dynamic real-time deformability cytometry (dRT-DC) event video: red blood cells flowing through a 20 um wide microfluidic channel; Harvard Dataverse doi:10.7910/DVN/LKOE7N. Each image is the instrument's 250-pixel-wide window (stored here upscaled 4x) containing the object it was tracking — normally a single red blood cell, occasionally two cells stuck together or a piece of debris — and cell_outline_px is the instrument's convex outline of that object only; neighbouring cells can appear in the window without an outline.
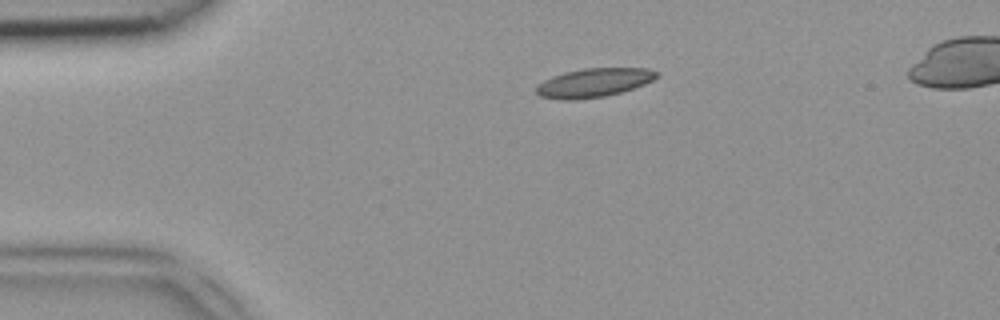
{"species": "common noctule bat (a hibernating species)", "species_latin": "Nyctalus noctula", "temperature_condition": "room temperature", "stored_images_in_passage": 40, "camera_frame_rate_fps": 3000, "um_per_image_px": 0.085, "animal": {"sex": "female", "body_mass_g": 18.4}, "frame": {"image": 1, "passage_image": 2, "time_ms": 0.333, "image_size_px": [1000, 320], "cell_outline_px": [[656, 76], [652, 80], [644, 84], [620, 92], [604, 96], [576, 100], [560, 100], [540, 96], [536, 92], [536, 84], [552, 76], [564, 72], [584, 68], [648, 68], [656, 72]], "centroid_in_image_um": [50.4, 7.03], "position_along_channel_um": 34.6, "area_um2": 20.11}}
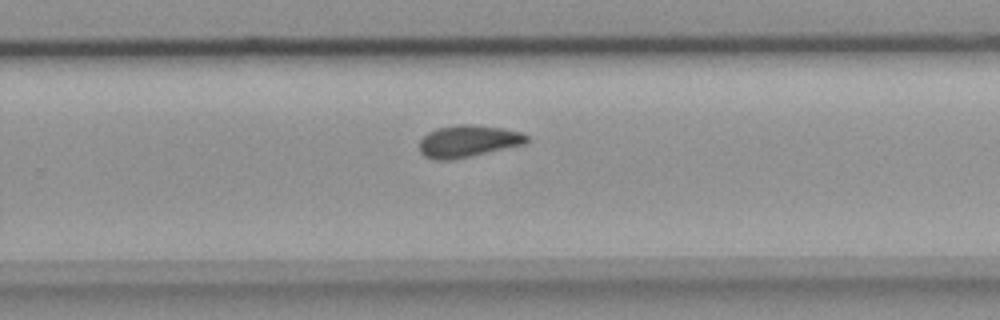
{"frame": {"image": 2, "passage_image": 23, "time_ms": 7.333, "image_size_px": [1000, 320], "cell_outline_px": [[528, 144], [452, 160], [436, 160], [424, 156], [420, 152], [420, 140], [428, 132], [436, 128], [460, 124], [472, 124], [504, 128], [524, 132], [528, 136]], "centroid_in_image_um": [39.84, 12.0], "position_along_channel_um": 290.0, "area_um2": 20.35}}
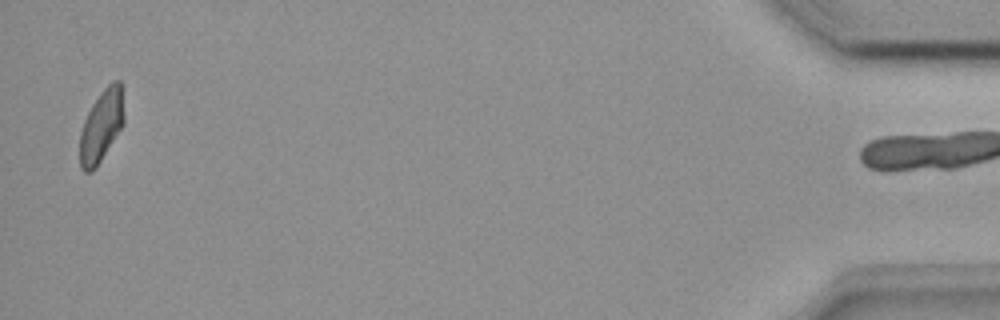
{"frame": {"image": 3, "passage_image": 39, "time_ms": 12.667, "image_size_px": [1000, 320], "cell_outline_px": [[124, 124], [96, 168], [92, 172], [84, 172], [80, 168], [80, 132], [84, 120], [92, 104], [100, 92], [112, 80], [120, 80], [124, 112]], "centroid_in_image_um": [8.62, 10.71], "position_along_channel_um": 426.6, "area_um2": 18.67}}